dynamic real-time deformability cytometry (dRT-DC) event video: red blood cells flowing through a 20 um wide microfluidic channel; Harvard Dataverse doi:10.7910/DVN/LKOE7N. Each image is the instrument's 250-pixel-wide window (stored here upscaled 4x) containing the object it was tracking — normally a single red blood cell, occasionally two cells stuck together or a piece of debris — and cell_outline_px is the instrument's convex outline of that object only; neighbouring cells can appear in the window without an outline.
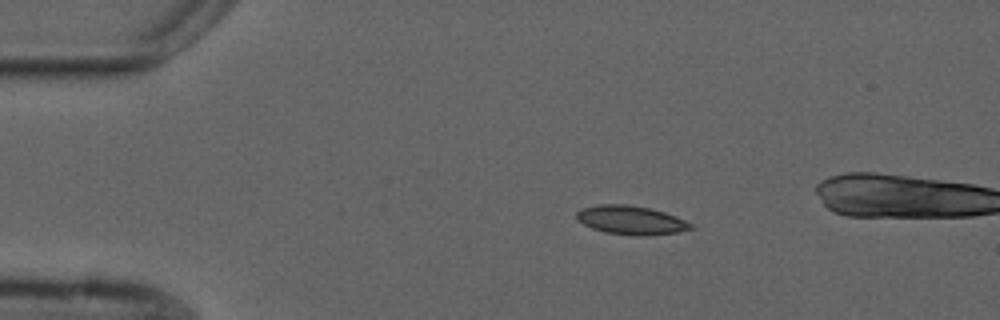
{"species": "common noctule bat (a hibernating species)", "species_latin": "Nyctalus noctula", "temperature_condition": "cold", "stored_images_in_passage": 5, "camera_frame_rate_fps": 3000, "um_per_image_px": 0.085, "animal": {"sex": "male", "forearm_length_mm": 52.5}, "frame": {"image": 1, "passage_image": 1, "time_ms": 0.0, "image_size_px": [1000, 320], "cell_outline_px": [[692, 228], [676, 232], [648, 236], [636, 236], [604, 232], [592, 228], [576, 220], [576, 212], [584, 208], [600, 204], [628, 204], [648, 208], [664, 212], [676, 216], [692, 224]], "centroid_in_image_um": [53.6, 18.71], "position_along_channel_um": 31.4, "area_um2": 19.07}}
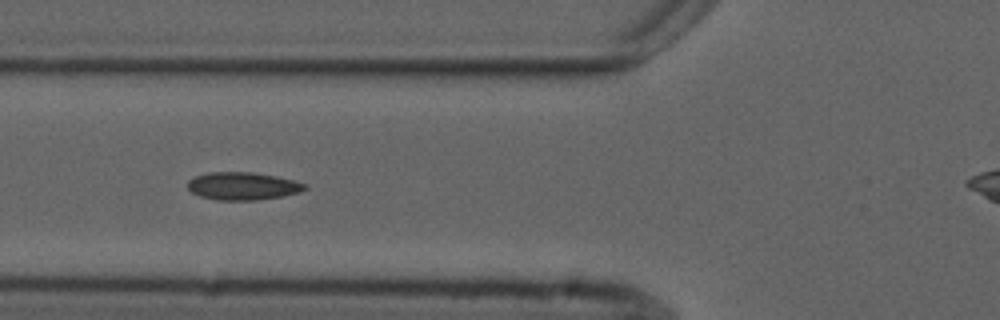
{"frame": {"image": 2, "passage_image": 4, "time_ms": 3.333, "image_size_px": [1000, 320], "cell_outline_px": [[308, 188], [300, 192], [280, 196], [256, 200], [216, 200], [200, 196], [192, 192], [188, 188], [188, 180], [196, 176], [208, 172], [252, 172], [276, 176], [308, 184]], "centroid_in_image_um": [20.64, 15.81], "position_along_channel_um": 105.2, "area_um2": 18.9}}
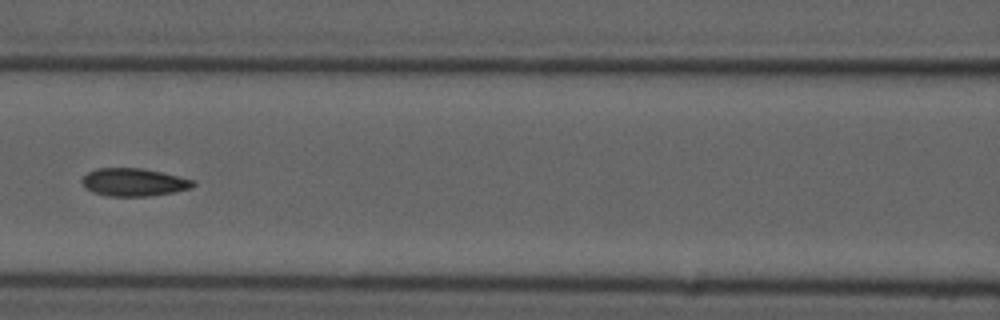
{"frame": {"image": 3, "passage_image": 5, "time_ms": 4.667, "image_size_px": [1000, 320], "cell_outline_px": [[196, 184], [192, 188], [176, 192], [148, 196], [108, 196], [92, 192], [84, 188], [80, 180], [88, 172], [96, 168], [140, 168], [160, 172], [192, 180]], "centroid_in_image_um": [11.33, 15.5], "position_along_channel_um": 155.3, "area_um2": 18.03}}